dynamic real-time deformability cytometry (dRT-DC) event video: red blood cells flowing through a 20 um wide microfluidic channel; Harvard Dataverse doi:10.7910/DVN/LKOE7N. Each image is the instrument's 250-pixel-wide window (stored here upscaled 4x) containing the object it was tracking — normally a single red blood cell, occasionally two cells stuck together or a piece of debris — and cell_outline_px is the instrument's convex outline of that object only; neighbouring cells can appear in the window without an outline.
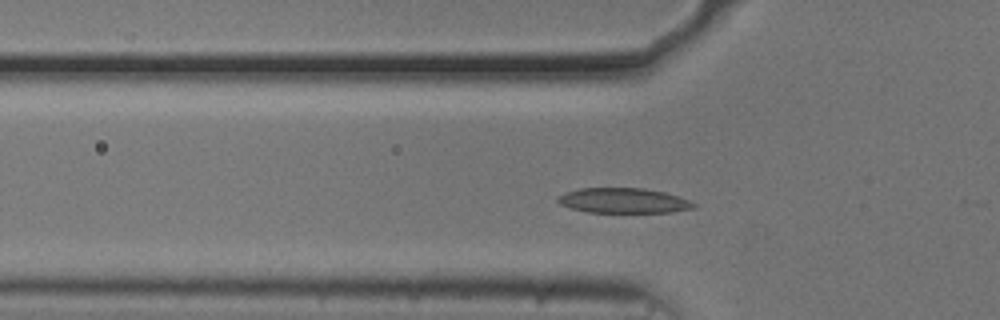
{"species": "common noctule bat (a hibernating species)", "species_latin": "Nyctalus noctula", "temperature_condition": "cold", "stored_images_in_passage": 42, "camera_frame_rate_fps": 3000, "um_per_image_px": 0.085, "animal": {"sex": "male", "body_mass_g": 20.5, "forearm_length_mm": 52.5}, "frame": {"image": 1, "passage_image": 5, "time_ms": 1.333, "image_size_px": [1000, 320], "cell_outline_px": [[696, 208], [672, 212], [588, 212], [572, 208], [560, 204], [556, 200], [556, 196], [564, 192], [580, 188], [644, 188], [664, 192], [688, 200], [696, 204]], "centroid_in_image_um": [52.96, 17.04], "position_along_channel_um": 72.8, "area_um2": 19.83}}
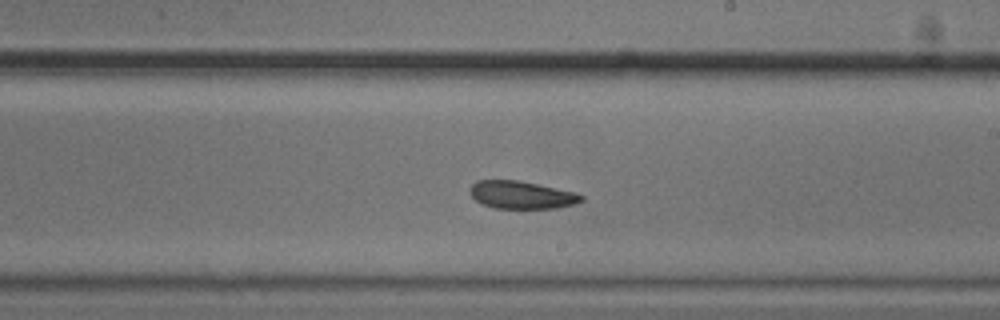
{"frame": {"image": 2, "passage_image": 19, "time_ms": 6.0, "image_size_px": [1000, 320], "cell_outline_px": [[584, 200], [576, 204], [560, 208], [496, 208], [484, 204], [476, 200], [468, 192], [468, 188], [476, 180], [516, 180], [576, 192], [584, 196]], "centroid_in_image_um": [44.34, 16.57], "position_along_channel_um": 244.7, "area_um2": 18.03}}
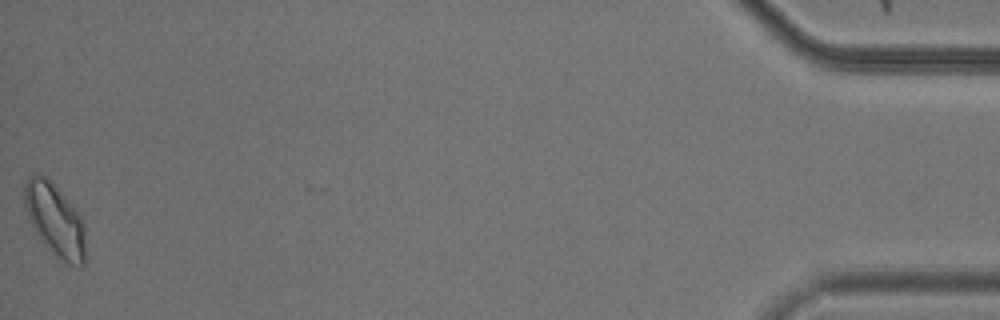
{"frame": {"image": 3, "passage_image": 42, "time_ms": 13.667, "image_size_px": [1000, 320], "cell_outline_px": [[84, 264], [80, 268], [68, 264], [56, 256], [40, 240], [24, 208], [24, 184], [28, 176], [36, 172], [40, 172], [68, 200], [80, 216], [84, 224]], "centroid_in_image_um": [4.65, 18.69], "position_along_channel_um": 430.6, "area_um2": 25.61}, "authors_computed_cell_mechanics": {"area_um2": 19.4208, "velocity_mm_per_s": 3.6713, "shape_relaxation_time_tau1_ms": 6.5372, "shape_relaxation_time_tau2_ms": 3.8399, "deformation_change_tau1": 0.1433, "deformation_change_tau2": 0.0703}}